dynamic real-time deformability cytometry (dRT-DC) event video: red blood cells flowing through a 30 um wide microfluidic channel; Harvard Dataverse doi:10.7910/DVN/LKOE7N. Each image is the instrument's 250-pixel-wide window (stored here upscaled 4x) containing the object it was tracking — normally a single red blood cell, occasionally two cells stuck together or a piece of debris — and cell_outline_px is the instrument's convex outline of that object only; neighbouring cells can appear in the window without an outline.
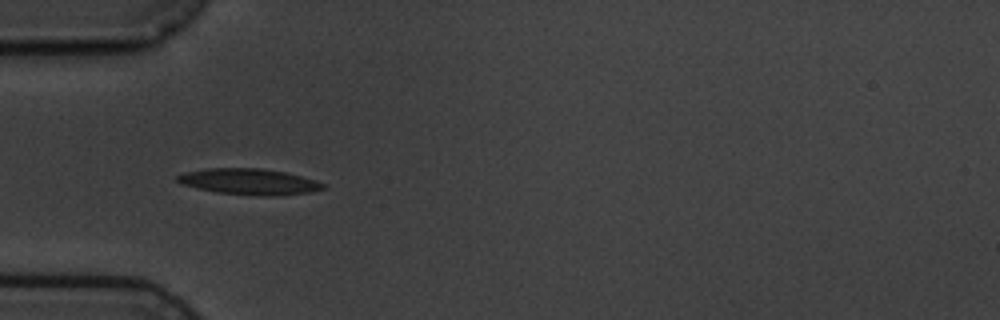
{"species": "common noctule bat (a hibernating species)", "species_latin": "Nyctalus noctula", "temperature_condition": "cold", "stored_images_in_passage": 6, "camera_frame_rate_fps": 3000, "um_per_image_px": 0.085, "animal": {"sex": "male", "body_mass_g": 19.5, "forearm_length_mm": 54.6}, "frame": {"image": 1, "passage_image": 5, "time_ms": 4.667, "image_size_px": [1000, 320], "cell_outline_px": [[324, 188], [312, 192], [276, 196], [264, 196], [216, 192], [196, 188], [180, 184], [176, 180], [176, 176], [184, 172], [208, 168], [260, 168], [284, 172], [316, 180], [324, 184]], "centroid_in_image_um": [21.14, 15.44], "position_along_channel_um": 63.9, "area_um2": 22.08}}
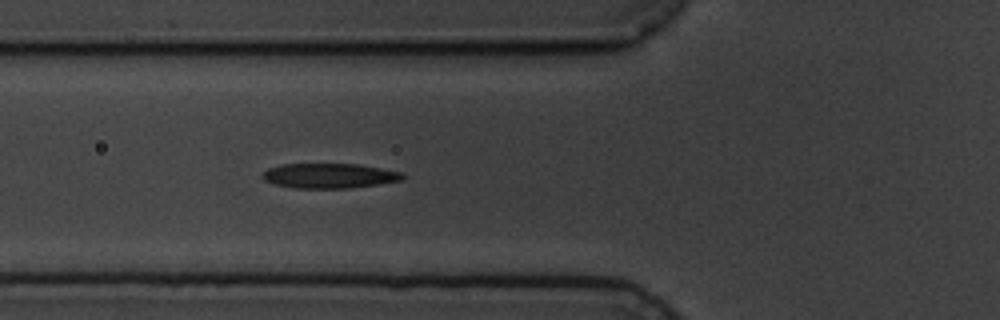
{"frame": {"image": 2, "passage_image": 6, "time_ms": 5.667, "image_size_px": [1000, 320], "cell_outline_px": [[404, 180], [380, 184], [352, 188], [296, 188], [272, 184], [264, 180], [260, 176], [268, 168], [280, 164], [360, 164], [404, 172]], "centroid_in_image_um": [28.02, 14.94], "position_along_channel_um": 97.8, "area_um2": 20.63}}